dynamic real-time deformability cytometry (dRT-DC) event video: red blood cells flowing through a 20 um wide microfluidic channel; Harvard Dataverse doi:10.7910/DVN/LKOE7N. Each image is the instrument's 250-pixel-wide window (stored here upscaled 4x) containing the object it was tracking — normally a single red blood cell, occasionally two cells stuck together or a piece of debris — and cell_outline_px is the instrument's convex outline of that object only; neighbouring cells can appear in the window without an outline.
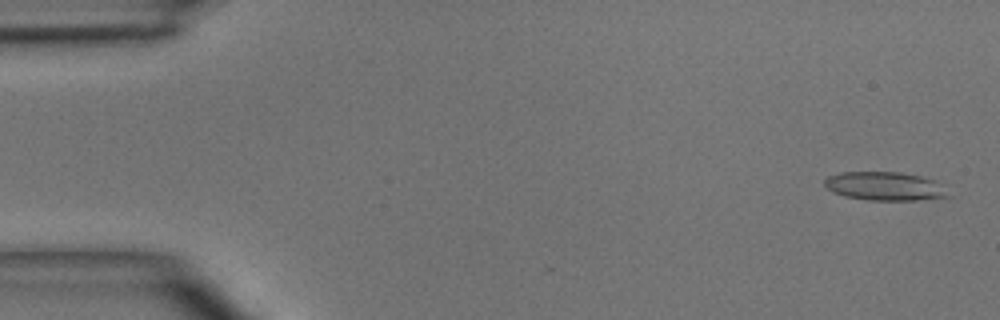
{"species": "common noctule bat (a hibernating species)", "species_latin": "Nyctalus noctula", "temperature_condition": "room temperature", "stored_images_in_passage": 4, "camera_frame_rate_fps": 3000, "um_per_image_px": 0.085, "animal": {"sex": "male", "body_mass_g": 15.6}, "frame": {"image": 1, "passage_image": 1, "time_ms": 0.0, "image_size_px": [1000, 320], "cell_outline_px": [[956, 196], [916, 200], [868, 200], [844, 196], [832, 192], [824, 184], [824, 180], [828, 176], [840, 172], [900, 172], [920, 176], [936, 180]], "centroid_in_image_um": [75.27, 15.83], "position_along_channel_um": 9.7, "area_um2": 20.92}}
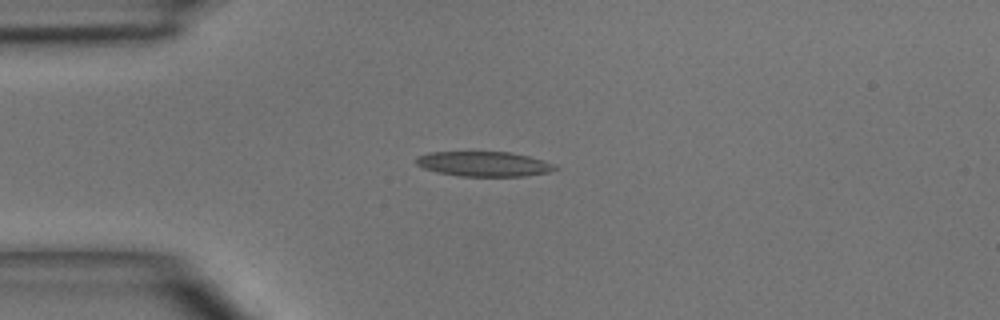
{"frame": {"image": 2, "passage_image": 4, "time_ms": 3.333, "image_size_px": [1000, 320], "cell_outline_px": [[560, 168], [548, 172], [524, 176], [460, 176], [436, 172], [424, 168], [416, 164], [416, 156], [428, 152], [508, 152], [528, 156], [556, 164]], "centroid_in_image_um": [41.12, 13.93], "position_along_channel_um": 43.9, "area_um2": 20.17}}